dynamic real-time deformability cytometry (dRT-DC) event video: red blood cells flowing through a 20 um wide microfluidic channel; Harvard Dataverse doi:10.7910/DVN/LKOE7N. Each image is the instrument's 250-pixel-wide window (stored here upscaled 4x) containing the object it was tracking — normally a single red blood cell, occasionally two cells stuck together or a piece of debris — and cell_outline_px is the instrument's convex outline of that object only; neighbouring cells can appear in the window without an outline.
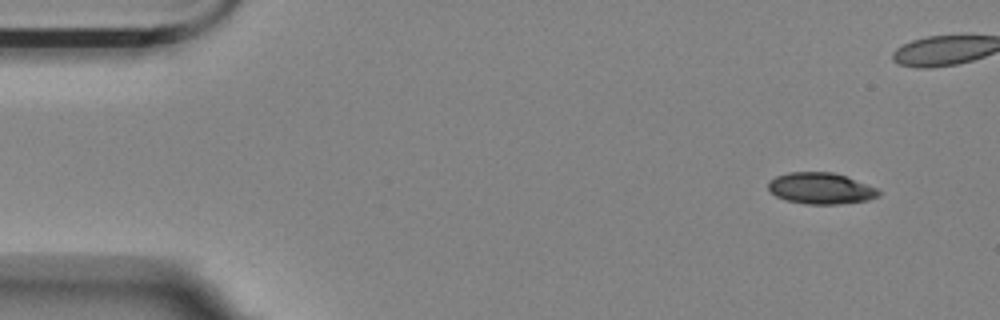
{"species": "Egyptian fruit bat (a non-hibernating species)", "species_latin": "Rousettus aegyptiacus", "temperature_condition": "room temperature", "stored_images_in_passage": 5, "camera_frame_rate_fps": 3000, "um_per_image_px": 0.085, "animal": {"sex": "female"}, "frame": {"image": 1, "passage_image": 1, "time_ms": 0.0, "image_size_px": [1000, 320], "cell_outline_px": [[880, 196], [868, 200], [840, 204], [804, 204], [788, 200], [776, 196], [768, 188], [768, 180], [776, 176], [788, 172], [832, 172], [844, 176], [876, 188], [880, 192]], "centroid_in_image_um": [69.74, 16.01], "position_along_channel_um": 15.3, "area_um2": 20.0}}
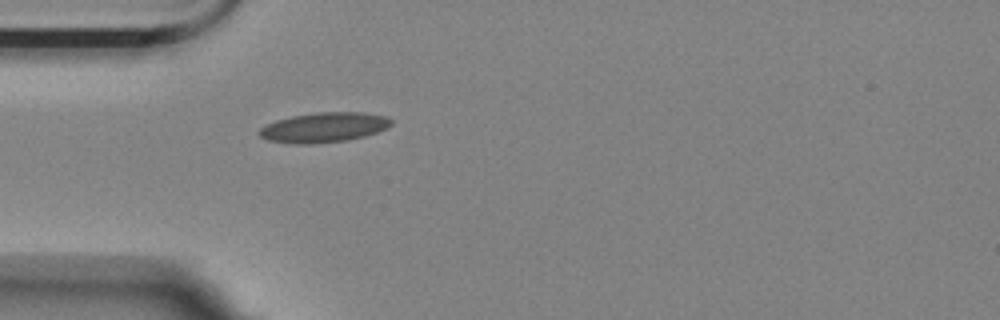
{"frame": {"image": 2, "passage_image": 5, "time_ms": 1.333, "image_size_px": [1000, 320], "cell_outline_px": [[392, 124], [388, 128], [364, 136], [348, 140], [312, 144], [296, 144], [268, 140], [260, 136], [256, 132], [264, 124], [276, 120], [292, 116], [316, 112], [364, 112], [388, 116], [392, 120]], "centroid_in_image_um": [27.53, 10.82], "position_along_channel_um": 57.5, "area_um2": 23.24}}